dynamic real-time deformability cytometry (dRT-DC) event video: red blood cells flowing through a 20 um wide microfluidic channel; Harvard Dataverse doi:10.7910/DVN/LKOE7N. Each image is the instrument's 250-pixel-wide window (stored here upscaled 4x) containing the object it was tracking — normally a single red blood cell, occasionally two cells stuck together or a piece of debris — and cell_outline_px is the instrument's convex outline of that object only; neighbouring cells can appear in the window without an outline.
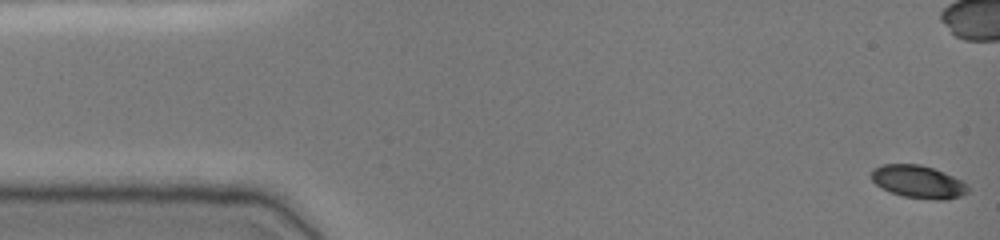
{"species": "common noctule bat (a hibernating species)", "species_latin": "Nyctalus noctula", "temperature_condition": "cold", "stored_images_in_passage": 50, "camera_frame_rate_fps": 3000, "um_per_image_px": 0.085, "animal": {"sex": "female", "body_mass_g": 19.0, "forearm_length_mm": 51.5}, "frame": {"image": 1, "passage_image": 1, "time_ms": 0.0, "image_size_px": [1000, 240], "cell_outline_px": [[968, 192], [960, 196], [948, 200], [932, 200], [904, 196], [892, 192], [876, 184], [872, 180], [872, 168], [884, 164], [920, 164], [944, 172], [968, 184]], "centroid_in_image_um": [78.07, 15.45], "position_along_channel_um": 6.9, "area_um2": 18.32}}
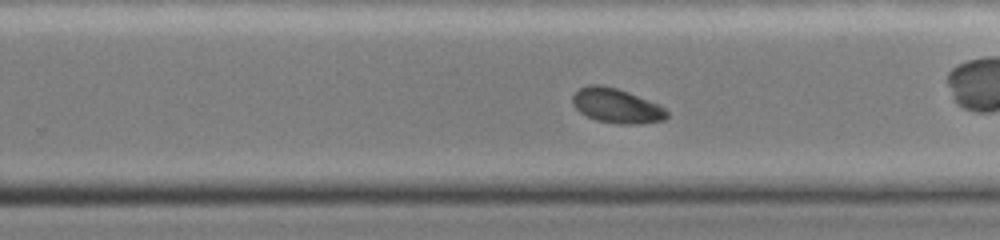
{"frame": {"image": 2, "passage_image": 32, "time_ms": 10.333, "image_size_px": [1000, 240], "cell_outline_px": [[668, 116], [664, 120], [640, 124], [620, 124], [596, 120], [580, 112], [572, 104], [572, 96], [580, 88], [588, 84], [600, 84], [616, 88], [628, 92], [660, 104], [668, 112]], "centroid_in_image_um": [52.42, 8.99], "position_along_channel_um": 277.4, "area_um2": 19.07}}
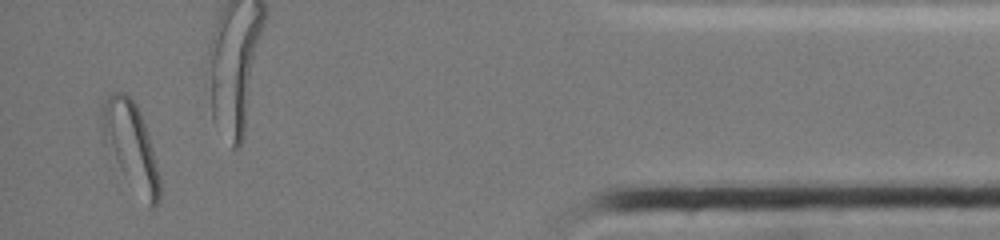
{"frame": {"image": 3, "passage_image": 48, "time_ms": 15.667, "image_size_px": [1000, 240], "cell_outline_px": [[160, 200], [152, 208], [124, 176], [104, 144], [100, 128], [100, 112], [108, 96], [112, 92], [124, 92], [136, 104], [140, 112], [148, 136], [156, 164], [160, 180]], "centroid_in_image_um": [11.08, 12.34], "position_along_channel_um": 424.1, "area_um2": 28.55}, "authors_computed_cell_mechanics": {"area_um2": 19.4786, "velocity_mm_per_s": 3.7887, "shape_relaxation_time_tau1_ms": 4.1912, "shape_relaxation_time_tau2_ms": null, "deformation_change_tau1": 0.1316, "deformation_change_tau2": null}}